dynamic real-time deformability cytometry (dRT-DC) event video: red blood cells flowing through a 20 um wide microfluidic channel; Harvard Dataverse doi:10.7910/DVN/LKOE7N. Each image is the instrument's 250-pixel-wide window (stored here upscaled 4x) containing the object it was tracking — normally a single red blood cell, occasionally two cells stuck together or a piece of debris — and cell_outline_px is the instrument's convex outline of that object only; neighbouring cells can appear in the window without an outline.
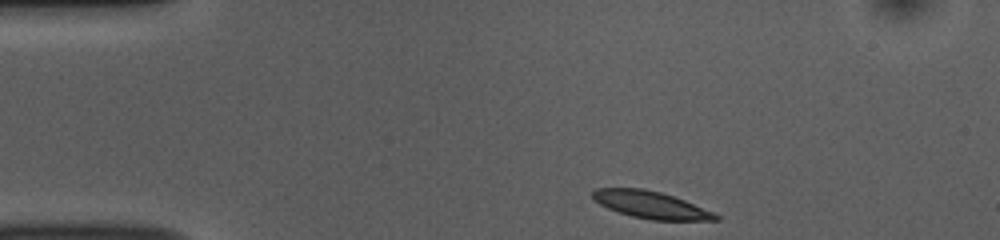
{"species": "common noctule bat (a hibernating species)", "species_latin": "Nyctalus noctula", "temperature_condition": "room temperature", "stored_images_in_passage": 45, "camera_frame_rate_fps": 3000, "um_per_image_px": 0.085, "animal": {"sex": "female", "body_mass_g": 10.0, "forearm_length_mm": 53.1}, "frame": {"image": 1, "passage_image": 1, "time_ms": 0.0, "image_size_px": [1000, 240], "cell_outline_px": [[720, 220], [652, 220], [632, 216], [608, 208], [592, 200], [592, 192], [596, 188], [644, 188], [660, 192], [684, 200], [712, 212], [720, 216]], "centroid_in_image_um": [55.29, 17.4], "position_along_channel_um": 29.7, "area_um2": 19.25}}
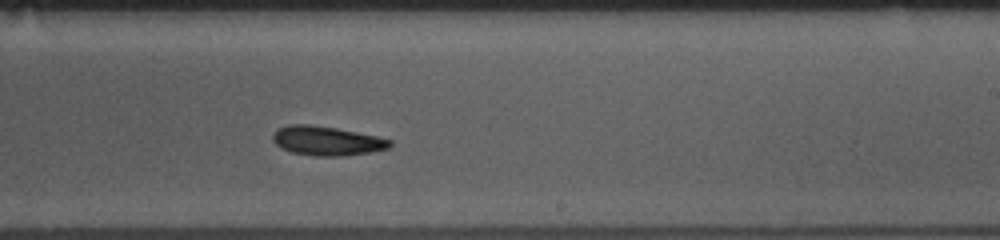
{"frame": {"image": 2, "passage_image": 24, "time_ms": 7.667, "image_size_px": [1000, 240], "cell_outline_px": [[392, 144], [388, 148], [372, 152], [340, 156], [316, 156], [292, 152], [280, 148], [272, 140], [272, 136], [276, 128], [288, 124], [308, 124], [336, 128], [376, 136], [392, 140]], "centroid_in_image_um": [27.74, 11.96], "position_along_channel_um": 261.3, "area_um2": 20.0}}
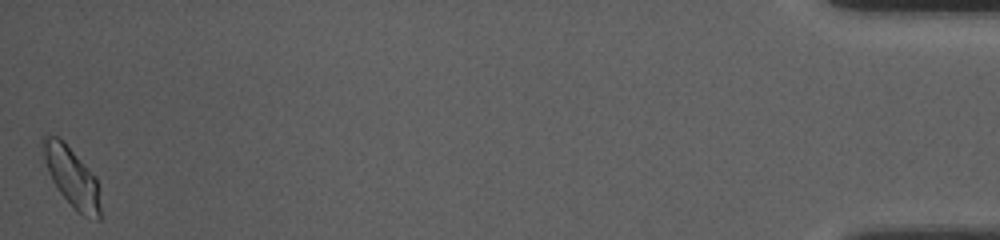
{"frame": {"image": 3, "passage_image": 45, "time_ms": 14.667, "image_size_px": [1000, 240], "cell_outline_px": [[100, 220], [96, 220], [76, 212], [60, 192], [52, 180], [48, 172], [40, 140], [44, 136], [60, 136], [64, 140], [96, 176], [100, 188]], "centroid_in_image_um": [6.13, 15.03], "position_along_channel_um": 429.1, "area_um2": 20.29}, "authors_computed_cell_mechanics": {"area_um2": 19.652, "velocity_mm_per_s": 3.7126, "shape_relaxation_time_tau1_ms": 4.1527, "shape_relaxation_time_tau2_ms": 10.9497, "deformation_change_tau1": 0.1235, "deformation_change_tau2": 0.1865}}